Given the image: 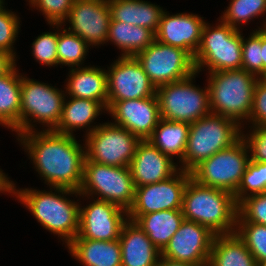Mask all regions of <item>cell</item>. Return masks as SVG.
<instances>
[{
  "label": "cell",
  "mask_w": 266,
  "mask_h": 266,
  "mask_svg": "<svg viewBox=\"0 0 266 266\" xmlns=\"http://www.w3.org/2000/svg\"><path fill=\"white\" fill-rule=\"evenodd\" d=\"M76 137L54 130H36L20 134L16 140L46 187L78 191L86 155L85 143H79Z\"/></svg>",
  "instance_id": "1"
},
{
  "label": "cell",
  "mask_w": 266,
  "mask_h": 266,
  "mask_svg": "<svg viewBox=\"0 0 266 266\" xmlns=\"http://www.w3.org/2000/svg\"><path fill=\"white\" fill-rule=\"evenodd\" d=\"M75 197L78 199L75 201ZM15 197L46 231L58 235L65 247L78 235L81 195L79 191L50 187L47 190L17 188L11 181V197ZM73 197L74 199H70Z\"/></svg>",
  "instance_id": "2"
},
{
  "label": "cell",
  "mask_w": 266,
  "mask_h": 266,
  "mask_svg": "<svg viewBox=\"0 0 266 266\" xmlns=\"http://www.w3.org/2000/svg\"><path fill=\"white\" fill-rule=\"evenodd\" d=\"M181 210L186 220L207 227L215 235L236 231L238 204L229 191L204 186L190 178L184 190Z\"/></svg>",
  "instance_id": "3"
},
{
  "label": "cell",
  "mask_w": 266,
  "mask_h": 266,
  "mask_svg": "<svg viewBox=\"0 0 266 266\" xmlns=\"http://www.w3.org/2000/svg\"><path fill=\"white\" fill-rule=\"evenodd\" d=\"M206 78L212 114L230 118L244 128L259 78L243 69L211 72Z\"/></svg>",
  "instance_id": "4"
},
{
  "label": "cell",
  "mask_w": 266,
  "mask_h": 266,
  "mask_svg": "<svg viewBox=\"0 0 266 266\" xmlns=\"http://www.w3.org/2000/svg\"><path fill=\"white\" fill-rule=\"evenodd\" d=\"M241 137L242 127L221 115L211 113L191 123L182 170L190 173L204 160L232 146Z\"/></svg>",
  "instance_id": "5"
},
{
  "label": "cell",
  "mask_w": 266,
  "mask_h": 266,
  "mask_svg": "<svg viewBox=\"0 0 266 266\" xmlns=\"http://www.w3.org/2000/svg\"><path fill=\"white\" fill-rule=\"evenodd\" d=\"M205 22L199 47L194 54L196 72L239 70L242 66V31L217 18L211 25ZM205 68V69H204Z\"/></svg>",
  "instance_id": "6"
},
{
  "label": "cell",
  "mask_w": 266,
  "mask_h": 266,
  "mask_svg": "<svg viewBox=\"0 0 266 266\" xmlns=\"http://www.w3.org/2000/svg\"><path fill=\"white\" fill-rule=\"evenodd\" d=\"M65 96V89L22 73L20 134L39 130L36 127L39 124L43 131L55 130L61 118Z\"/></svg>",
  "instance_id": "7"
},
{
  "label": "cell",
  "mask_w": 266,
  "mask_h": 266,
  "mask_svg": "<svg viewBox=\"0 0 266 266\" xmlns=\"http://www.w3.org/2000/svg\"><path fill=\"white\" fill-rule=\"evenodd\" d=\"M198 74L156 88L162 119L191 124L212 113L207 83L203 88L194 84Z\"/></svg>",
  "instance_id": "8"
},
{
  "label": "cell",
  "mask_w": 266,
  "mask_h": 266,
  "mask_svg": "<svg viewBox=\"0 0 266 266\" xmlns=\"http://www.w3.org/2000/svg\"><path fill=\"white\" fill-rule=\"evenodd\" d=\"M80 195L108 201L128 211L135 198L130 167H116L89 161L83 164Z\"/></svg>",
  "instance_id": "9"
},
{
  "label": "cell",
  "mask_w": 266,
  "mask_h": 266,
  "mask_svg": "<svg viewBox=\"0 0 266 266\" xmlns=\"http://www.w3.org/2000/svg\"><path fill=\"white\" fill-rule=\"evenodd\" d=\"M250 162V153L241 137L232 146L204 160L191 172V178L204 186L219 188L234 194Z\"/></svg>",
  "instance_id": "10"
},
{
  "label": "cell",
  "mask_w": 266,
  "mask_h": 266,
  "mask_svg": "<svg viewBox=\"0 0 266 266\" xmlns=\"http://www.w3.org/2000/svg\"><path fill=\"white\" fill-rule=\"evenodd\" d=\"M85 155L91 162L116 167H129L141 139L127 129L107 121L93 132L82 136Z\"/></svg>",
  "instance_id": "11"
},
{
  "label": "cell",
  "mask_w": 266,
  "mask_h": 266,
  "mask_svg": "<svg viewBox=\"0 0 266 266\" xmlns=\"http://www.w3.org/2000/svg\"><path fill=\"white\" fill-rule=\"evenodd\" d=\"M134 57L156 88L196 73L194 58L189 52L157 40Z\"/></svg>",
  "instance_id": "12"
},
{
  "label": "cell",
  "mask_w": 266,
  "mask_h": 266,
  "mask_svg": "<svg viewBox=\"0 0 266 266\" xmlns=\"http://www.w3.org/2000/svg\"><path fill=\"white\" fill-rule=\"evenodd\" d=\"M81 199L90 201L87 200L86 206L80 204L79 231L74 239L118 240L124 224L129 220L128 211L108 201L84 195Z\"/></svg>",
  "instance_id": "13"
},
{
  "label": "cell",
  "mask_w": 266,
  "mask_h": 266,
  "mask_svg": "<svg viewBox=\"0 0 266 266\" xmlns=\"http://www.w3.org/2000/svg\"><path fill=\"white\" fill-rule=\"evenodd\" d=\"M111 21L108 0H74L67 18L62 22L72 34H76L91 47L106 45ZM66 23V24H65Z\"/></svg>",
  "instance_id": "14"
},
{
  "label": "cell",
  "mask_w": 266,
  "mask_h": 266,
  "mask_svg": "<svg viewBox=\"0 0 266 266\" xmlns=\"http://www.w3.org/2000/svg\"><path fill=\"white\" fill-rule=\"evenodd\" d=\"M108 101L147 98L156 94V87L134 56H118L107 66Z\"/></svg>",
  "instance_id": "15"
},
{
  "label": "cell",
  "mask_w": 266,
  "mask_h": 266,
  "mask_svg": "<svg viewBox=\"0 0 266 266\" xmlns=\"http://www.w3.org/2000/svg\"><path fill=\"white\" fill-rule=\"evenodd\" d=\"M190 178L189 172L179 169L164 181L135 187V198L128 215L181 210L184 190Z\"/></svg>",
  "instance_id": "16"
},
{
  "label": "cell",
  "mask_w": 266,
  "mask_h": 266,
  "mask_svg": "<svg viewBox=\"0 0 266 266\" xmlns=\"http://www.w3.org/2000/svg\"><path fill=\"white\" fill-rule=\"evenodd\" d=\"M214 237L215 234L207 227L184 219L161 251V256L196 266H207Z\"/></svg>",
  "instance_id": "17"
},
{
  "label": "cell",
  "mask_w": 266,
  "mask_h": 266,
  "mask_svg": "<svg viewBox=\"0 0 266 266\" xmlns=\"http://www.w3.org/2000/svg\"><path fill=\"white\" fill-rule=\"evenodd\" d=\"M108 114L112 117L111 123L127 129L141 140H146L152 135L161 119L156 94L147 98L108 101Z\"/></svg>",
  "instance_id": "18"
},
{
  "label": "cell",
  "mask_w": 266,
  "mask_h": 266,
  "mask_svg": "<svg viewBox=\"0 0 266 266\" xmlns=\"http://www.w3.org/2000/svg\"><path fill=\"white\" fill-rule=\"evenodd\" d=\"M205 22L204 17L195 13L170 14L165 9L156 32V40L174 47H180L194 57L200 44Z\"/></svg>",
  "instance_id": "19"
},
{
  "label": "cell",
  "mask_w": 266,
  "mask_h": 266,
  "mask_svg": "<svg viewBox=\"0 0 266 266\" xmlns=\"http://www.w3.org/2000/svg\"><path fill=\"white\" fill-rule=\"evenodd\" d=\"M129 167L135 187L164 181L179 170L177 162L147 139L139 142Z\"/></svg>",
  "instance_id": "20"
},
{
  "label": "cell",
  "mask_w": 266,
  "mask_h": 266,
  "mask_svg": "<svg viewBox=\"0 0 266 266\" xmlns=\"http://www.w3.org/2000/svg\"><path fill=\"white\" fill-rule=\"evenodd\" d=\"M64 89L66 96L99 101L106 109L108 103L107 72L101 66L87 65L68 68Z\"/></svg>",
  "instance_id": "21"
},
{
  "label": "cell",
  "mask_w": 266,
  "mask_h": 266,
  "mask_svg": "<svg viewBox=\"0 0 266 266\" xmlns=\"http://www.w3.org/2000/svg\"><path fill=\"white\" fill-rule=\"evenodd\" d=\"M103 113L107 114V109L99 101L65 96L61 118L54 131L76 135L74 133L82 129L85 130L84 133L86 132L84 135H87L101 125V123L96 124L95 120Z\"/></svg>",
  "instance_id": "22"
},
{
  "label": "cell",
  "mask_w": 266,
  "mask_h": 266,
  "mask_svg": "<svg viewBox=\"0 0 266 266\" xmlns=\"http://www.w3.org/2000/svg\"><path fill=\"white\" fill-rule=\"evenodd\" d=\"M121 266H156L161 252L154 246L140 226L128 220L119 237Z\"/></svg>",
  "instance_id": "23"
},
{
  "label": "cell",
  "mask_w": 266,
  "mask_h": 266,
  "mask_svg": "<svg viewBox=\"0 0 266 266\" xmlns=\"http://www.w3.org/2000/svg\"><path fill=\"white\" fill-rule=\"evenodd\" d=\"M65 248L82 266L122 265L119 239L113 241L73 239Z\"/></svg>",
  "instance_id": "24"
},
{
  "label": "cell",
  "mask_w": 266,
  "mask_h": 266,
  "mask_svg": "<svg viewBox=\"0 0 266 266\" xmlns=\"http://www.w3.org/2000/svg\"><path fill=\"white\" fill-rule=\"evenodd\" d=\"M111 21L129 23L152 30L155 34L165 8L145 0H108Z\"/></svg>",
  "instance_id": "25"
},
{
  "label": "cell",
  "mask_w": 266,
  "mask_h": 266,
  "mask_svg": "<svg viewBox=\"0 0 266 266\" xmlns=\"http://www.w3.org/2000/svg\"><path fill=\"white\" fill-rule=\"evenodd\" d=\"M128 219L136 222L161 252L185 218L182 210H163L145 215H128Z\"/></svg>",
  "instance_id": "26"
},
{
  "label": "cell",
  "mask_w": 266,
  "mask_h": 266,
  "mask_svg": "<svg viewBox=\"0 0 266 266\" xmlns=\"http://www.w3.org/2000/svg\"><path fill=\"white\" fill-rule=\"evenodd\" d=\"M21 78L17 64L0 76V126L20 135Z\"/></svg>",
  "instance_id": "27"
},
{
  "label": "cell",
  "mask_w": 266,
  "mask_h": 266,
  "mask_svg": "<svg viewBox=\"0 0 266 266\" xmlns=\"http://www.w3.org/2000/svg\"><path fill=\"white\" fill-rule=\"evenodd\" d=\"M189 129V123L167 121L161 118L147 140L172 160L177 159L179 169H182Z\"/></svg>",
  "instance_id": "28"
},
{
  "label": "cell",
  "mask_w": 266,
  "mask_h": 266,
  "mask_svg": "<svg viewBox=\"0 0 266 266\" xmlns=\"http://www.w3.org/2000/svg\"><path fill=\"white\" fill-rule=\"evenodd\" d=\"M207 266H258L237 233L215 235Z\"/></svg>",
  "instance_id": "29"
},
{
  "label": "cell",
  "mask_w": 266,
  "mask_h": 266,
  "mask_svg": "<svg viewBox=\"0 0 266 266\" xmlns=\"http://www.w3.org/2000/svg\"><path fill=\"white\" fill-rule=\"evenodd\" d=\"M156 40V34L142 26L125 22L110 21L106 43L121 50V57L135 56Z\"/></svg>",
  "instance_id": "30"
},
{
  "label": "cell",
  "mask_w": 266,
  "mask_h": 266,
  "mask_svg": "<svg viewBox=\"0 0 266 266\" xmlns=\"http://www.w3.org/2000/svg\"><path fill=\"white\" fill-rule=\"evenodd\" d=\"M259 17L265 19L261 20L263 22H260L257 30L263 29L266 24V0H230L228 7L218 18L231 27L242 30L243 25H248Z\"/></svg>",
  "instance_id": "31"
},
{
  "label": "cell",
  "mask_w": 266,
  "mask_h": 266,
  "mask_svg": "<svg viewBox=\"0 0 266 266\" xmlns=\"http://www.w3.org/2000/svg\"><path fill=\"white\" fill-rule=\"evenodd\" d=\"M91 47L84 39L67 31L62 24H58L57 58L58 66L69 68L83 67Z\"/></svg>",
  "instance_id": "32"
},
{
  "label": "cell",
  "mask_w": 266,
  "mask_h": 266,
  "mask_svg": "<svg viewBox=\"0 0 266 266\" xmlns=\"http://www.w3.org/2000/svg\"><path fill=\"white\" fill-rule=\"evenodd\" d=\"M261 193H266V162L250 161L233 195L239 204L246 197Z\"/></svg>",
  "instance_id": "33"
},
{
  "label": "cell",
  "mask_w": 266,
  "mask_h": 266,
  "mask_svg": "<svg viewBox=\"0 0 266 266\" xmlns=\"http://www.w3.org/2000/svg\"><path fill=\"white\" fill-rule=\"evenodd\" d=\"M235 232L245 242L258 266L266 261V225L236 222Z\"/></svg>",
  "instance_id": "34"
},
{
  "label": "cell",
  "mask_w": 266,
  "mask_h": 266,
  "mask_svg": "<svg viewBox=\"0 0 266 266\" xmlns=\"http://www.w3.org/2000/svg\"><path fill=\"white\" fill-rule=\"evenodd\" d=\"M54 31L43 32L32 42L31 54L33 60L40 65L48 67H58L57 43H58V24H48Z\"/></svg>",
  "instance_id": "35"
},
{
  "label": "cell",
  "mask_w": 266,
  "mask_h": 266,
  "mask_svg": "<svg viewBox=\"0 0 266 266\" xmlns=\"http://www.w3.org/2000/svg\"><path fill=\"white\" fill-rule=\"evenodd\" d=\"M253 31V32H252ZM242 66L241 69L263 78V60L261 48V29L251 30L245 38L242 33Z\"/></svg>",
  "instance_id": "36"
},
{
  "label": "cell",
  "mask_w": 266,
  "mask_h": 266,
  "mask_svg": "<svg viewBox=\"0 0 266 266\" xmlns=\"http://www.w3.org/2000/svg\"><path fill=\"white\" fill-rule=\"evenodd\" d=\"M5 4L0 7V50L12 54L17 59L14 45L21 30V18L12 9H6Z\"/></svg>",
  "instance_id": "37"
},
{
  "label": "cell",
  "mask_w": 266,
  "mask_h": 266,
  "mask_svg": "<svg viewBox=\"0 0 266 266\" xmlns=\"http://www.w3.org/2000/svg\"><path fill=\"white\" fill-rule=\"evenodd\" d=\"M30 8L44 15L47 24H62L67 18L74 0H25Z\"/></svg>",
  "instance_id": "38"
},
{
  "label": "cell",
  "mask_w": 266,
  "mask_h": 266,
  "mask_svg": "<svg viewBox=\"0 0 266 266\" xmlns=\"http://www.w3.org/2000/svg\"><path fill=\"white\" fill-rule=\"evenodd\" d=\"M237 222L266 225V193L251 195L238 204Z\"/></svg>",
  "instance_id": "39"
},
{
  "label": "cell",
  "mask_w": 266,
  "mask_h": 266,
  "mask_svg": "<svg viewBox=\"0 0 266 266\" xmlns=\"http://www.w3.org/2000/svg\"><path fill=\"white\" fill-rule=\"evenodd\" d=\"M247 127V133L242 128V138L248 146L250 161L266 162V126Z\"/></svg>",
  "instance_id": "40"
},
{
  "label": "cell",
  "mask_w": 266,
  "mask_h": 266,
  "mask_svg": "<svg viewBox=\"0 0 266 266\" xmlns=\"http://www.w3.org/2000/svg\"><path fill=\"white\" fill-rule=\"evenodd\" d=\"M248 123L249 126H266V79L259 78L254 89L252 109Z\"/></svg>",
  "instance_id": "41"
},
{
  "label": "cell",
  "mask_w": 266,
  "mask_h": 266,
  "mask_svg": "<svg viewBox=\"0 0 266 266\" xmlns=\"http://www.w3.org/2000/svg\"><path fill=\"white\" fill-rule=\"evenodd\" d=\"M18 61L12 54L0 50V76L7 74Z\"/></svg>",
  "instance_id": "42"
},
{
  "label": "cell",
  "mask_w": 266,
  "mask_h": 266,
  "mask_svg": "<svg viewBox=\"0 0 266 266\" xmlns=\"http://www.w3.org/2000/svg\"><path fill=\"white\" fill-rule=\"evenodd\" d=\"M0 168V193L11 195V178ZM8 193V194H7Z\"/></svg>",
  "instance_id": "43"
},
{
  "label": "cell",
  "mask_w": 266,
  "mask_h": 266,
  "mask_svg": "<svg viewBox=\"0 0 266 266\" xmlns=\"http://www.w3.org/2000/svg\"><path fill=\"white\" fill-rule=\"evenodd\" d=\"M156 266H196V265L186 262L173 261L161 256Z\"/></svg>",
  "instance_id": "44"
},
{
  "label": "cell",
  "mask_w": 266,
  "mask_h": 266,
  "mask_svg": "<svg viewBox=\"0 0 266 266\" xmlns=\"http://www.w3.org/2000/svg\"><path fill=\"white\" fill-rule=\"evenodd\" d=\"M261 48L263 60V78L266 76V31L261 29Z\"/></svg>",
  "instance_id": "45"
},
{
  "label": "cell",
  "mask_w": 266,
  "mask_h": 266,
  "mask_svg": "<svg viewBox=\"0 0 266 266\" xmlns=\"http://www.w3.org/2000/svg\"><path fill=\"white\" fill-rule=\"evenodd\" d=\"M5 0H0V7L5 3Z\"/></svg>",
  "instance_id": "46"
},
{
  "label": "cell",
  "mask_w": 266,
  "mask_h": 266,
  "mask_svg": "<svg viewBox=\"0 0 266 266\" xmlns=\"http://www.w3.org/2000/svg\"><path fill=\"white\" fill-rule=\"evenodd\" d=\"M259 266H266V261L262 262Z\"/></svg>",
  "instance_id": "47"
}]
</instances>
